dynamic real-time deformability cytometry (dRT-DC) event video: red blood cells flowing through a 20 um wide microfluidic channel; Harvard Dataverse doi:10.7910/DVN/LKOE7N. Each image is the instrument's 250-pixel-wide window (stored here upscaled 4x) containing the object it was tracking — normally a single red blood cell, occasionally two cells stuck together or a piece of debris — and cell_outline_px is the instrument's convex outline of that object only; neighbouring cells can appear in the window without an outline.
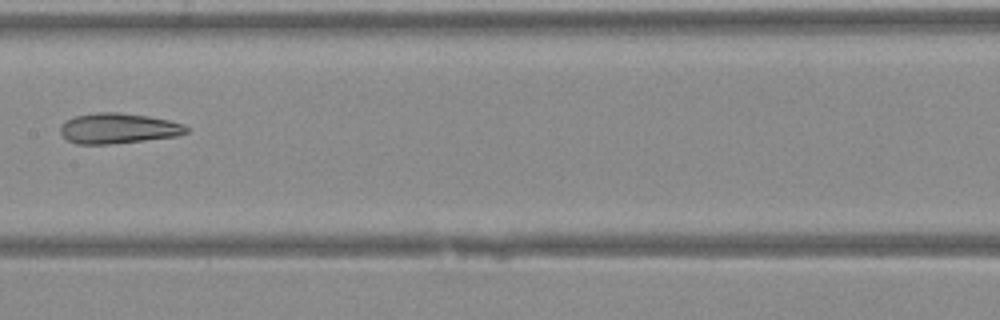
{"species": "Egyptian fruit bat (a non-hibernating species)", "species_latin": "Rousettus aegyptiacus", "temperature_condition": "warm", "stored_images_in_passage": 38, "camera_frame_rate_fps": 3000, "um_per_image_px": 0.085, "animal": {"sex": "female"}, "frame": {"image": 1, "passage_image": 18, "time_ms": 5.667, "image_size_px": [1000, 320], "cell_outline_px": [[188, 132], [180, 136], [108, 144], [76, 144], [68, 140], [60, 132], [60, 124], [64, 120], [76, 116], [96, 112], [116, 112], [148, 116], [168, 120], [184, 124], [188, 128]], "centroid_in_image_um": [10.04, 10.91], "position_along_channel_um": 197.4, "area_um2": 22.37}}
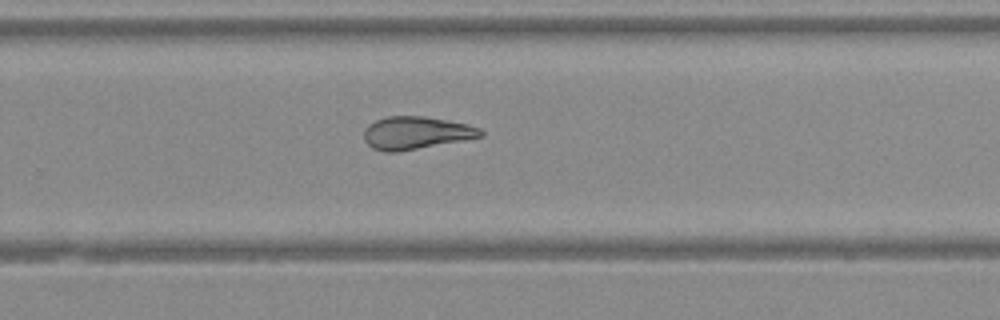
{"frame": {"image": 2, "passage_image": 24, "time_ms": 7.667, "image_size_px": [1000, 320], "cell_outline_px": [[484, 136], [396, 152], [384, 152], [372, 148], [364, 140], [364, 128], [368, 124], [376, 120], [388, 116], [424, 116], [468, 124], [480, 128], [484, 132]], "centroid_in_image_um": [35.34, 11.29], "position_along_channel_um": 294.5, "area_um2": 22.14}}
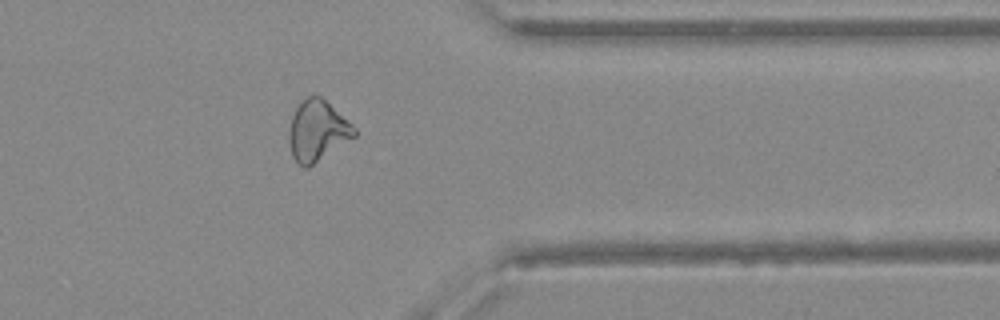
{"frame": {"image": 3, "passage_image": 30, "time_ms": 9.667, "image_size_px": [1000, 320], "cell_outline_px": [[356, 136], [308, 168], [304, 168], [292, 156], [288, 140], [288, 132], [292, 116], [296, 104], [300, 100], [308, 96], [320, 96], [352, 124], [356, 128]], "centroid_in_image_um": [26.95, 11.11], "position_along_channel_um": 384.4, "area_um2": 23.12}}